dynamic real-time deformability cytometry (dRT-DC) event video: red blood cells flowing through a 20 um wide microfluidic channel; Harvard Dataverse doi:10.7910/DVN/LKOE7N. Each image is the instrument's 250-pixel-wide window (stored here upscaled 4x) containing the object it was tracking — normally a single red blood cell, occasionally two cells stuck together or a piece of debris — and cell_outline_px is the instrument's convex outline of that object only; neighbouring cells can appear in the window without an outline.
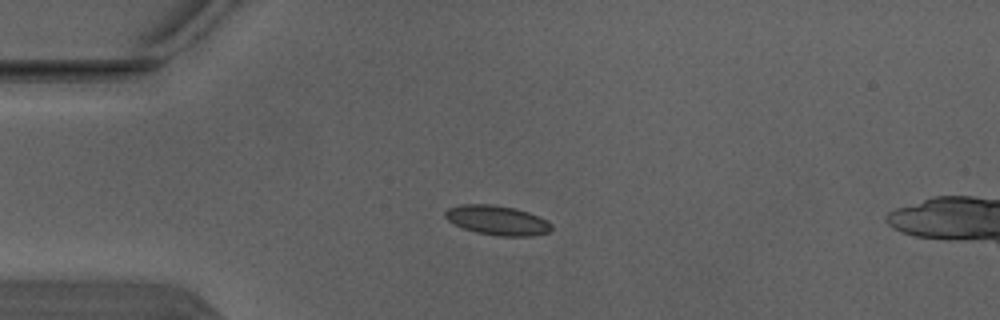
{"species": "Egyptian fruit bat (a non-hibernating species)", "species_latin": "Rousettus aegyptiacus", "temperature_condition": "warm", "stored_images_in_passage": 3, "camera_frame_rate_fps": 3000, "um_per_image_px": 0.085, "animal": {"sex": "male"}, "frame": {"image": 1, "passage_image": 1, "time_ms": 0.0, "image_size_px": [1000, 320], "cell_outline_px": [[552, 228], [548, 232], [532, 236], [500, 236], [476, 232], [464, 228], [448, 220], [444, 216], [444, 212], [448, 208], [460, 204], [492, 204], [516, 208], [528, 212], [548, 220], [552, 224]], "centroid_in_image_um": [42.28, 18.71], "position_along_channel_um": 42.7, "area_um2": 18.32}}
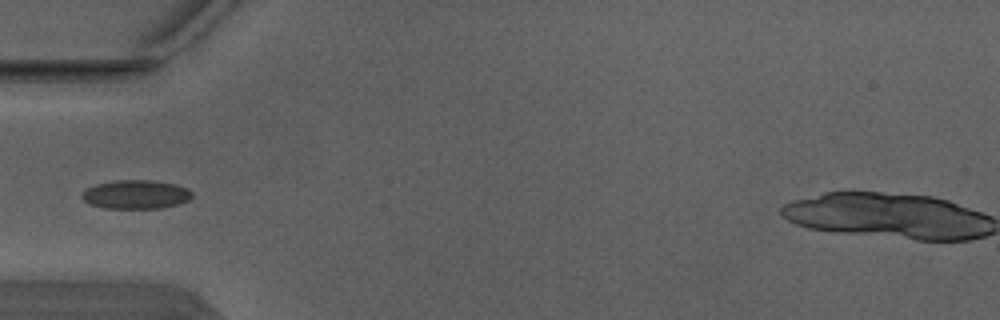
{"frame": {"image": 2, "passage_image": 2, "time_ms": 0.333, "image_size_px": [1000, 320], "cell_outline_px": [[192, 196], [188, 200], [180, 204], [160, 208], [104, 208], [92, 204], [84, 200], [80, 196], [80, 192], [96, 184], [116, 180], [152, 180], [176, 184], [188, 188], [192, 192]], "centroid_in_image_um": [11.56, 16.52], "position_along_channel_um": 73.4, "area_um2": 18.55}}
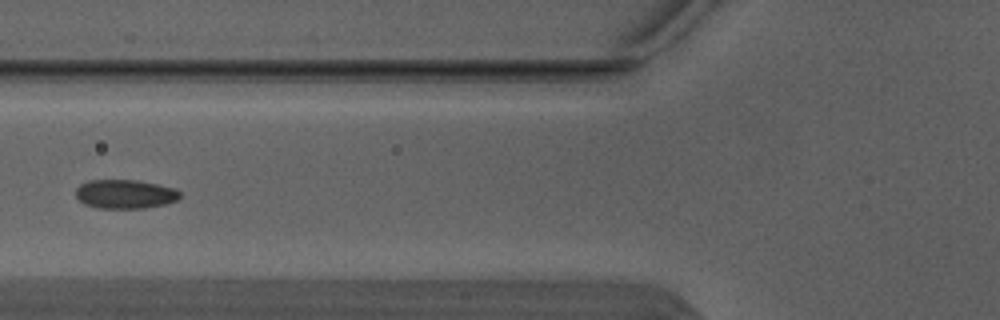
{"frame": {"image": 3, "passage_image": 3, "time_ms": 0.667, "image_size_px": [1000, 320], "cell_outline_px": [[180, 196], [176, 200], [164, 204], [144, 208], [100, 208], [84, 204], [76, 196], [76, 188], [80, 184], [88, 180], [136, 180], [156, 184], [172, 188], [180, 192]], "centroid_in_image_um": [10.59, 16.49], "position_along_channel_um": 115.2, "area_um2": 17.4}}